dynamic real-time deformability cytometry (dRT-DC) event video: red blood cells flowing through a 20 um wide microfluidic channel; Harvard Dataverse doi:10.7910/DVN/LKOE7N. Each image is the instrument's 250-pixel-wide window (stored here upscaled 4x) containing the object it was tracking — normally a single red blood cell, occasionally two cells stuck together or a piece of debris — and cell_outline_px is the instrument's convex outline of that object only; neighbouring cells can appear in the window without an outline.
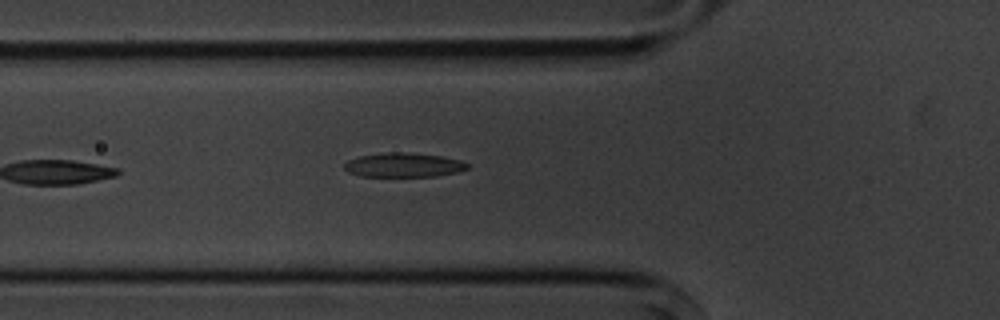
{"species": "common noctule bat (a hibernating species)", "species_latin": "Nyctalus noctula", "temperature_condition": "cold", "stored_images_in_passage": 4, "camera_frame_rate_fps": 3000, "um_per_image_px": 0.085, "animal": {"sex": "male", "body_mass_g": 20.1, "forearm_length_mm": 53.5}, "frame": {"image": 1, "passage_image": 4, "time_ms": 4.333, "image_size_px": [1000, 320], "cell_outline_px": [[468, 168], [456, 172], [436, 176], [360, 176], [348, 172], [344, 168], [344, 164], [348, 160], [360, 156], [388, 152], [404, 152], [440, 156], [460, 160], [468, 164]], "centroid_in_image_um": [34.28, 14.02], "position_along_channel_um": 91.5, "area_um2": 17.17}}